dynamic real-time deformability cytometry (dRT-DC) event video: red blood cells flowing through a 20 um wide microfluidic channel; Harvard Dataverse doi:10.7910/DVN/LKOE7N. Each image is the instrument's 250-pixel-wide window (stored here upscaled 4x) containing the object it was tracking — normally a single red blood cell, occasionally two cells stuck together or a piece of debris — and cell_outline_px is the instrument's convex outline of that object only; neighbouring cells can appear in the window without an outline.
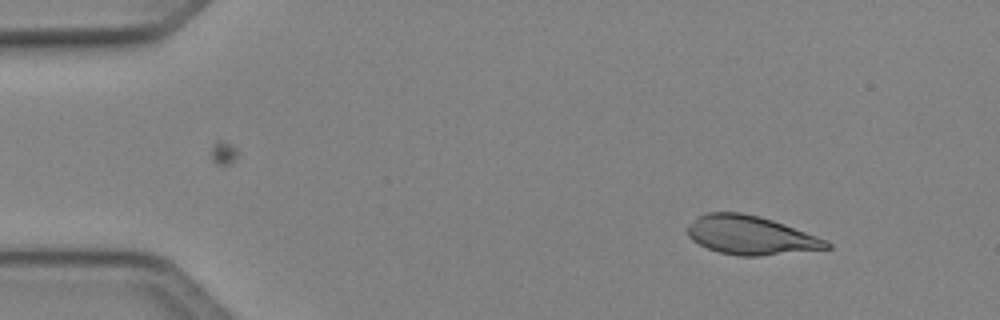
{"species": "Egyptian fruit bat (a non-hibernating species)", "species_latin": "Rousettus aegyptiacus", "temperature_condition": "cold", "stored_images_in_passage": 43, "camera_frame_rate_fps": 3000, "um_per_image_px": 0.085, "animal": {"sex": "female"}, "frame": {"image": 1, "passage_image": 5, "time_ms": 1.333, "image_size_px": [1000, 320], "cell_outline_px": [[832, 248], [756, 256], [736, 256], [720, 252], [708, 248], [692, 240], [688, 236], [688, 224], [700, 216], [708, 212], [740, 212], [760, 216], [772, 220], [828, 240], [832, 244]], "centroid_in_image_um": [63.82, 20.0], "position_along_channel_um": 21.2, "area_um2": 31.15}}
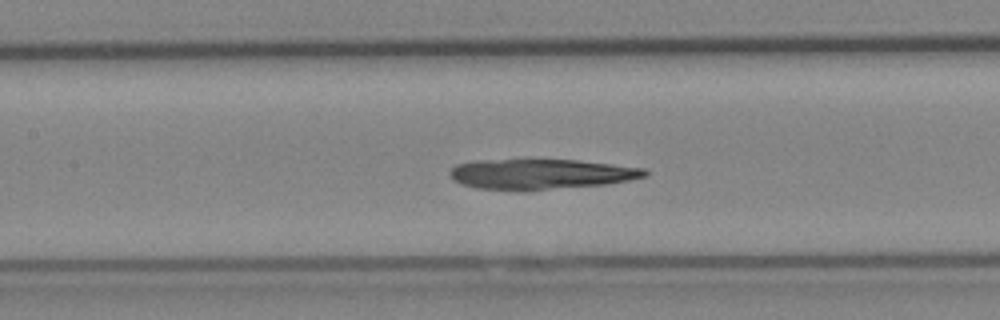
{"frame": {"image": 2, "passage_image": 22, "time_ms": 7.0, "image_size_px": [1000, 320], "cell_outline_px": [[648, 176], [608, 184], [528, 192], [520, 192], [476, 188], [460, 184], [452, 180], [448, 172], [456, 164], [476, 160], [576, 160], [612, 164], [644, 168], [648, 172]], "centroid_in_image_um": [45.93, 14.83], "position_along_channel_um": 161.5, "area_um2": 35.14}}
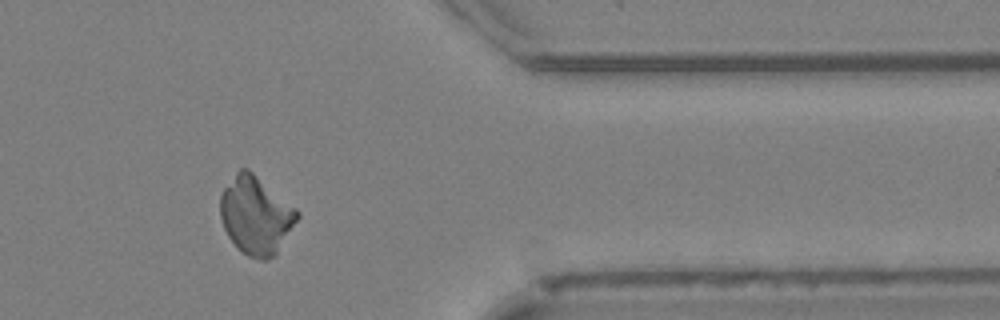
{"frame": {"image": 3, "passage_image": 40, "time_ms": 13.0, "image_size_px": [1000, 320], "cell_outline_px": [[300, 216], [276, 252], [268, 260], [260, 260], [248, 256], [228, 236], [224, 228], [220, 216], [220, 196], [224, 188], [236, 172], [240, 168], [248, 168], [296, 208], [300, 212]], "centroid_in_image_um": [21.74, 18.28], "position_along_channel_um": 389.7, "area_um2": 34.39}}